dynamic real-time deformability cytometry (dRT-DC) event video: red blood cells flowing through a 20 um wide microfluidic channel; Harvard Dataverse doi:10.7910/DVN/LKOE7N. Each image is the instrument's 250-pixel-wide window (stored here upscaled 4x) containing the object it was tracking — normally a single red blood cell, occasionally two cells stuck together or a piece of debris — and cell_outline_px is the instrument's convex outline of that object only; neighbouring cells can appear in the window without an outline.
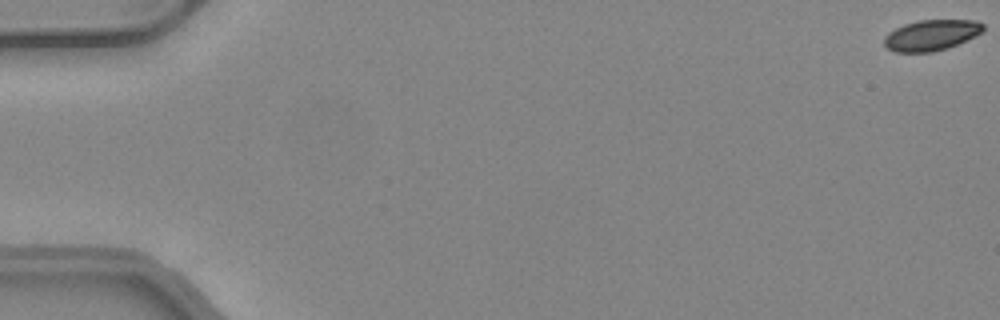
{"species": "common noctule bat (a hibernating species)", "species_latin": "Nyctalus noctula", "temperature_condition": "warm", "stored_images_in_passage": 51, "camera_frame_rate_fps": 3000, "um_per_image_px": 0.085, "animal": {"sex": "female", "body_mass_g": 24.6, "forearm_length_mm": 56.2}, "frame": {"image": 1, "passage_image": 1, "time_ms": 0.0, "image_size_px": [1000, 320], "cell_outline_px": [[984, 28], [980, 32], [948, 48], [932, 52], [896, 52], [888, 48], [884, 44], [884, 36], [888, 32], [904, 24], [920, 20], [976, 20], [984, 24]], "centroid_in_image_um": [79.12, 2.98], "position_along_channel_um": 5.9, "area_um2": 17.51}}
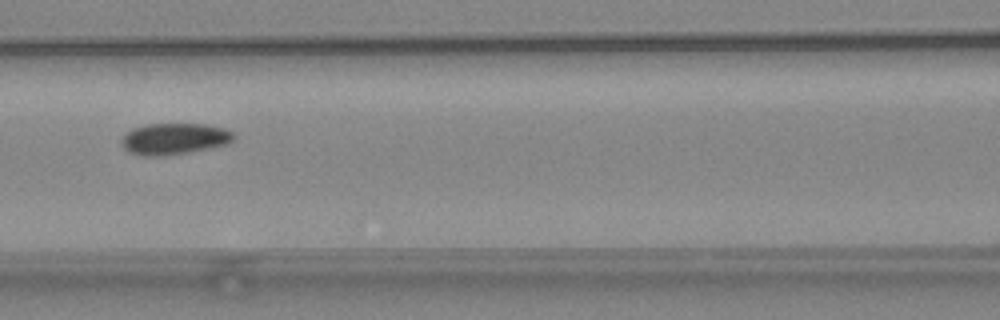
{"frame": {"image": 2, "passage_image": 24, "time_ms": 7.667, "image_size_px": [1000, 320], "cell_outline_px": [[236, 136], [228, 144], [188, 152], [164, 156], [140, 156], [128, 152], [120, 144], [120, 140], [132, 128], [148, 124], [204, 124], [224, 128], [232, 132]], "centroid_in_image_um": [14.78, 11.81], "position_along_channel_um": 151.8, "area_um2": 20.58}}
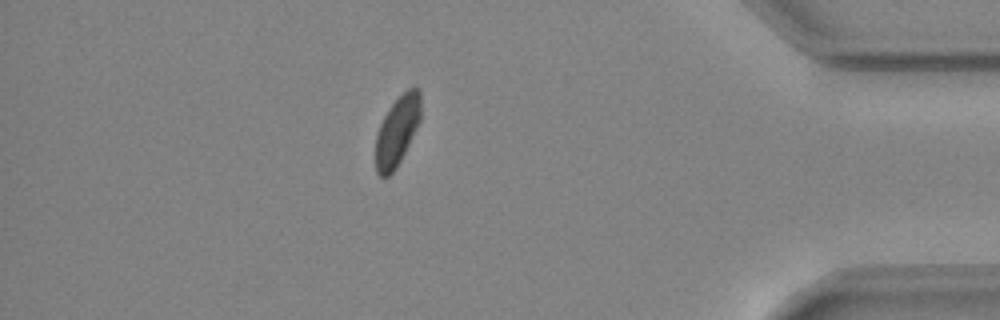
{"frame": {"image": 3, "passage_image": 45, "time_ms": 14.667, "image_size_px": [1000, 320], "cell_outline_px": [[420, 120], [396, 168], [388, 176], [380, 176], [376, 172], [376, 132], [388, 108], [408, 88], [420, 88]], "centroid_in_image_um": [33.74, 11.12], "position_along_channel_um": 401.5, "area_um2": 17.92}, "authors_computed_cell_mechanics": {"area_um2": 19.5942, "velocity_mm_per_s": 4.1348, "shape_relaxation_time_tau1_ms": null, "shape_relaxation_time_tau2_ms": 8.4686, "deformation_change_tau1": null, "deformation_change_tau2": 0.1005}}